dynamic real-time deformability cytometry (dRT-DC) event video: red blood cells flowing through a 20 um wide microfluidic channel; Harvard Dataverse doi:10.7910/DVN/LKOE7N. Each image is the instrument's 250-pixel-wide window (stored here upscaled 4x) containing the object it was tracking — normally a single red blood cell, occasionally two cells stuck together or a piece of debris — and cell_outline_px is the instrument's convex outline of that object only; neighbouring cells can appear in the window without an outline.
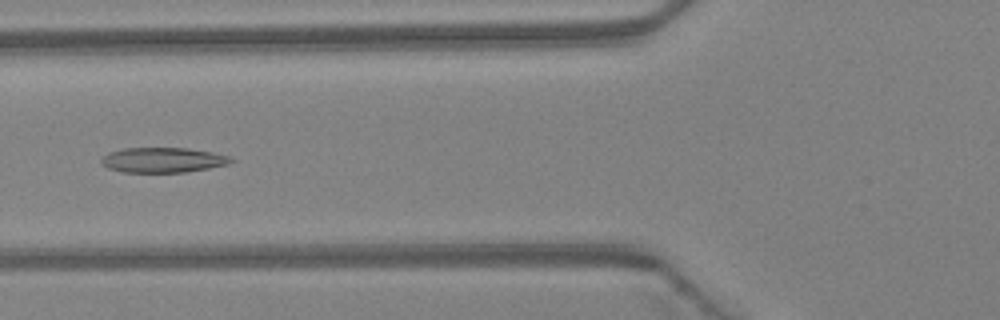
{"species": "Egyptian fruit bat (a non-hibernating species)", "species_latin": "Rousettus aegyptiacus", "temperature_condition": "warm", "stored_images_in_passage": 33, "camera_frame_rate_fps": 3000, "um_per_image_px": 0.085, "animal": {"sex": "female"}, "frame": {"image": 1, "passage_image": 7, "time_ms": 2.0, "image_size_px": [1000, 320], "cell_outline_px": [[236, 160], [228, 164], [208, 168], [184, 172], [124, 172], [108, 168], [100, 164], [100, 160], [108, 152], [124, 148], [188, 148], [212, 152], [228, 156]], "centroid_in_image_um": [13.82, 13.6], "position_along_channel_um": 112.0, "area_um2": 18.9}}
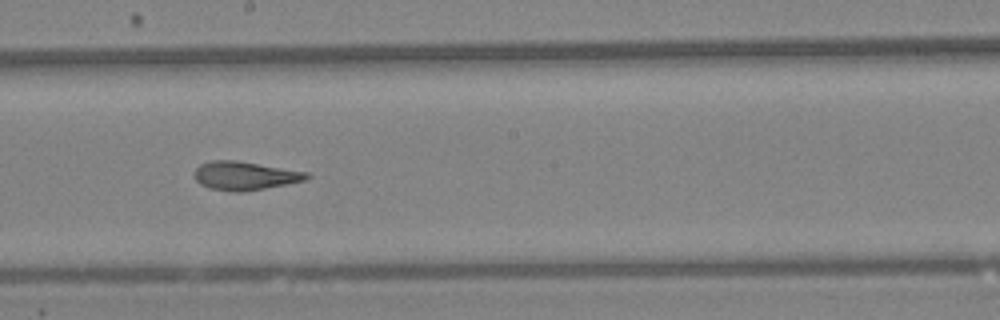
{"frame": {"image": 2, "passage_image": 15, "time_ms": 4.667, "image_size_px": [1000, 320], "cell_outline_px": [[312, 176], [304, 180], [264, 188], [240, 192], [232, 192], [212, 188], [200, 184], [196, 180], [196, 168], [200, 164], [212, 160], [236, 160], [308, 172]], "centroid_in_image_um": [20.81, 14.93], "position_along_channel_um": 227.4, "area_um2": 18.38}}
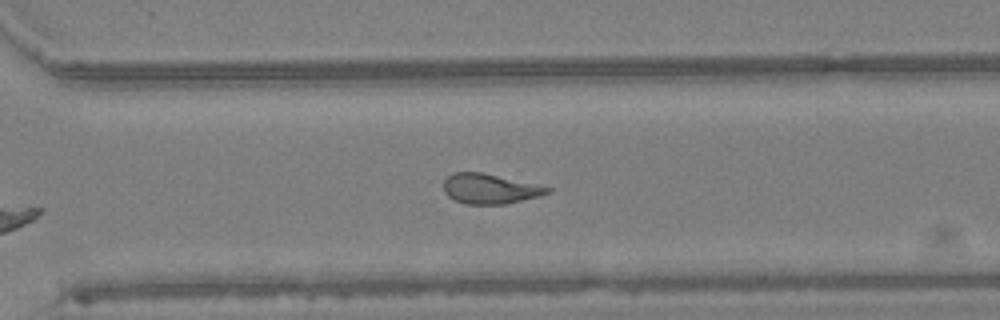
{"frame": {"image": 3, "passage_image": 22, "time_ms": 7.0, "image_size_px": [1000, 320], "cell_outline_px": [[552, 192], [540, 196], [504, 204], [468, 204], [456, 200], [448, 196], [444, 192], [444, 180], [452, 172], [480, 172], [552, 188]], "centroid_in_image_um": [41.62, 16.05], "position_along_channel_um": 329.0, "area_um2": 17.86}, "authors_computed_cell_mechanics": {"area_um2": 19.1318, "velocity_mm_per_s": 4.3537, "shape_relaxation_time_tau1_ms": null, "shape_relaxation_time_tau2_ms": 2.5455, "deformation_change_tau1": null, "deformation_change_tau2": 0.1248}}